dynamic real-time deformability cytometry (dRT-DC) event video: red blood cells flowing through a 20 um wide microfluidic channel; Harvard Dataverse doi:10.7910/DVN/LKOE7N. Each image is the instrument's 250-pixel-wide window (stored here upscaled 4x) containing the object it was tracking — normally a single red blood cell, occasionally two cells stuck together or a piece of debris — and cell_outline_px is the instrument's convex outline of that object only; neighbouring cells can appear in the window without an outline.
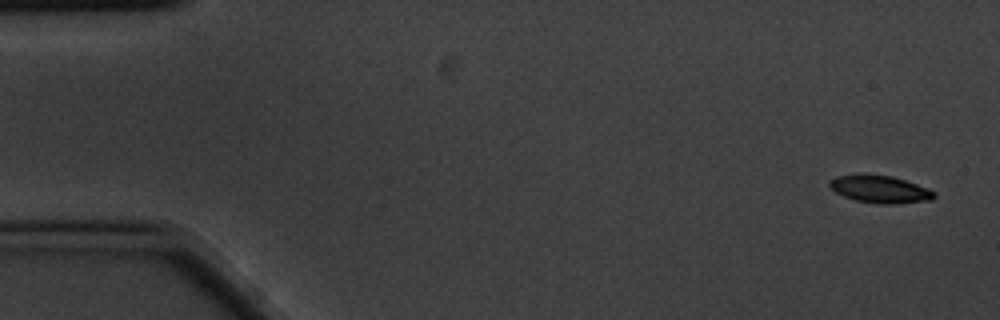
{"species": "common noctule bat (a hibernating species)", "species_latin": "Nyctalus noctula", "temperature_condition": "cold", "stored_images_in_passage": 5, "segment_of_instrument_passage": [1, 2], "camera_frame_rate_fps": 3000, "um_per_image_px": 0.085, "animal": {"sex": "male", "body_mass_g": 20.1, "forearm_length_mm": 53.5}, "frame": {"image": 1, "passage_image": 1, "time_ms": 0.0, "image_size_px": [1000, 320], "cell_outline_px": [[936, 196], [932, 200], [896, 204], [880, 204], [856, 200], [844, 196], [836, 192], [828, 184], [828, 180], [836, 176], [892, 176], [928, 188], [936, 192]], "centroid_in_image_um": [74.85, 16.12], "position_along_channel_um": 10.1, "area_um2": 16.3}}
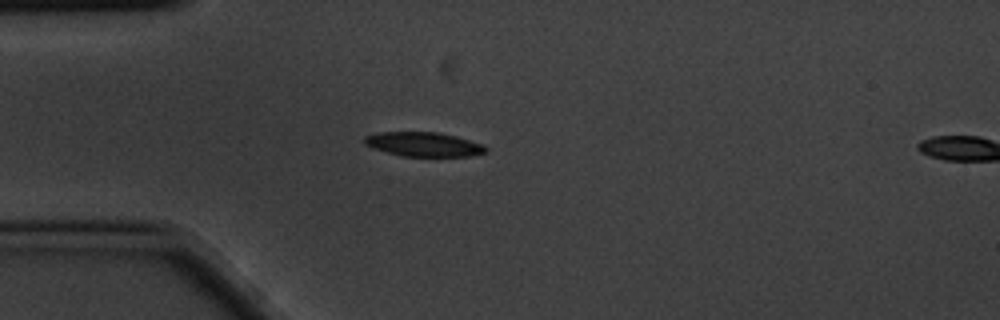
{"frame": {"image": 2, "passage_image": 4, "time_ms": 1.0, "image_size_px": [1000, 320], "cell_outline_px": [[488, 152], [468, 156], [400, 156], [364, 144], [364, 136], [376, 132], [440, 132], [456, 136], [480, 144], [488, 148]], "centroid_in_image_um": [36.0, 12.26], "position_along_channel_um": 49.0, "area_um2": 17.05}}